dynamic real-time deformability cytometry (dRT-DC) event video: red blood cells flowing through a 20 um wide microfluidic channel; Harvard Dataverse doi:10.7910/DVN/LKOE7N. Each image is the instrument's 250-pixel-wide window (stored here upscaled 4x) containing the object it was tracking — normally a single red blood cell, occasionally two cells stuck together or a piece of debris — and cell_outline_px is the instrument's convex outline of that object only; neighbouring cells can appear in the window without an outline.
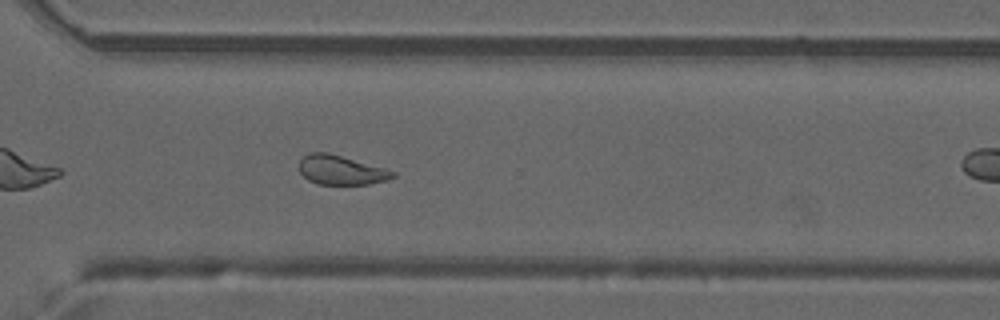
{"species": "common noctule bat (a hibernating species)", "species_latin": "Nyctalus noctula", "temperature_condition": "warm", "stored_images_in_passage": 28, "camera_frame_rate_fps": 3000, "um_per_image_px": 0.085, "animal": {"sex": "male", "forearm_length_mm": 52.5}, "frame": {"image": 1, "passage_image": 24, "time_ms": 7.667, "image_size_px": [1000, 320], "cell_outline_px": [[396, 176], [388, 180], [368, 184], [316, 184], [308, 180], [300, 172], [300, 160], [308, 152], [328, 152], [384, 168], [396, 172]], "centroid_in_image_um": [28.99, 14.45], "position_along_channel_um": 341.6, "area_um2": 15.95}}